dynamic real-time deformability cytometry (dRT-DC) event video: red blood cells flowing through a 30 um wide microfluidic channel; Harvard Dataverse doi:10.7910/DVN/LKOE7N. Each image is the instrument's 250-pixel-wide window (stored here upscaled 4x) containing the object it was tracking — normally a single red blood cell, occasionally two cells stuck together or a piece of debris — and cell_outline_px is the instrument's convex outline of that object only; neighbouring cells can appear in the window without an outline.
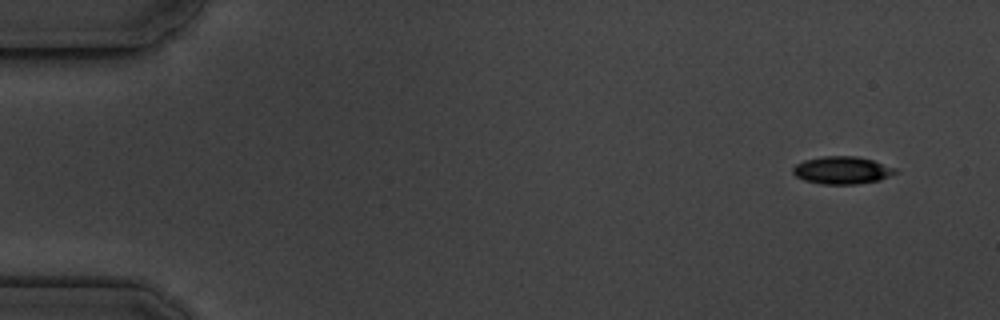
{"species": "common noctule bat (a hibernating species)", "species_latin": "Nyctalus noctula", "temperature_condition": "cold", "stored_images_in_passage": 4, "camera_frame_rate_fps": 3000, "um_per_image_px": 0.085, "animal": {"sex": "male", "body_mass_g": 19.5, "forearm_length_mm": 54.6}, "frame": {"image": 1, "passage_image": 1, "time_ms": 0.0, "image_size_px": [1000, 320], "cell_outline_px": [[896, 172], [880, 180], [856, 184], [820, 184], [804, 180], [796, 176], [792, 172], [792, 168], [796, 164], [804, 160], [824, 156], [856, 156], [872, 160], [896, 168]], "centroid_in_image_um": [71.54, 14.47], "position_along_channel_um": 13.5, "area_um2": 16.36}}
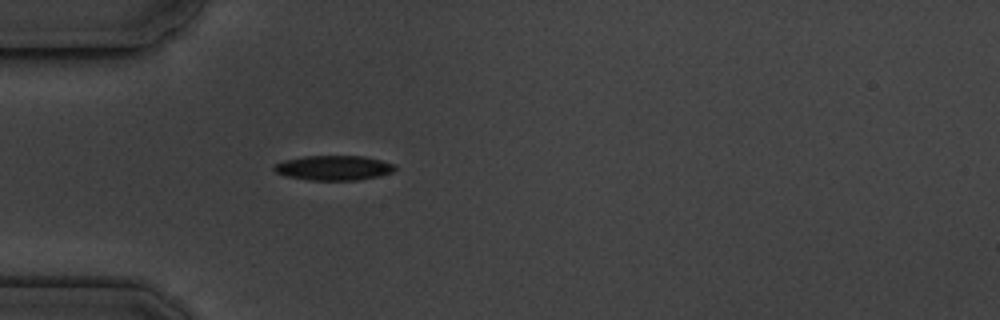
{"frame": {"image": 2, "passage_image": 4, "time_ms": 4.333, "image_size_px": [1000, 320], "cell_outline_px": [[396, 168], [392, 172], [380, 176], [356, 180], [308, 180], [284, 176], [276, 172], [272, 168], [276, 164], [284, 160], [304, 156], [364, 156], [396, 164]], "centroid_in_image_um": [28.36, 14.27], "position_along_channel_um": 56.6, "area_um2": 17.51}}